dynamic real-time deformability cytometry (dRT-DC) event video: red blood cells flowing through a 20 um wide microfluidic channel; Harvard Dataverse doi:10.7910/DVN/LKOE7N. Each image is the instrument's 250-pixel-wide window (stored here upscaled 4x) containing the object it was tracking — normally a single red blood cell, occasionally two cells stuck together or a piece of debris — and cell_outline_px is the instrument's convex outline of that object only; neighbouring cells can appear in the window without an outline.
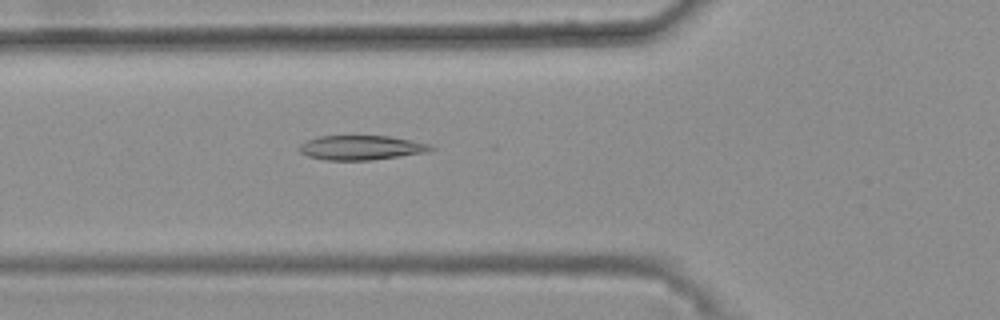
{"species": "common noctule bat (a hibernating species)", "species_latin": "Nyctalus noctula", "temperature_condition": "warm", "stored_images_in_passage": 47, "camera_frame_rate_fps": 3000, "um_per_image_px": 0.085, "animal": {"sex": "female", "body_mass_g": 25.1}, "frame": {"image": 1, "passage_image": 18, "time_ms": 5.667, "image_size_px": [1000, 320], "cell_outline_px": [[436, 148], [424, 152], [368, 160], [328, 160], [308, 156], [300, 152], [296, 148], [300, 144], [316, 136], [388, 136], [428, 144]], "centroid_in_image_um": [30.6, 12.54], "position_along_channel_um": 95.2, "area_um2": 18.38}}
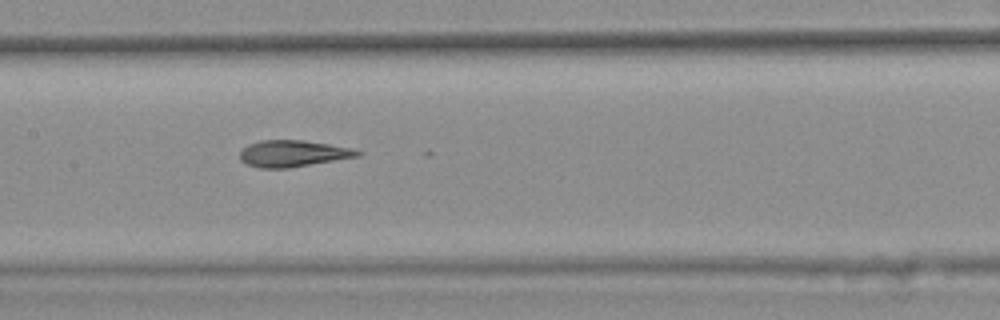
{"frame": {"image": 2, "passage_image": 25, "time_ms": 8.0, "image_size_px": [1000, 320], "cell_outline_px": [[364, 152], [360, 156], [288, 168], [260, 168], [248, 164], [240, 160], [240, 152], [248, 144], [260, 140], [304, 140], [352, 148]], "centroid_in_image_um": [24.91, 13.04], "position_along_channel_um": 182.5, "area_um2": 18.15}}
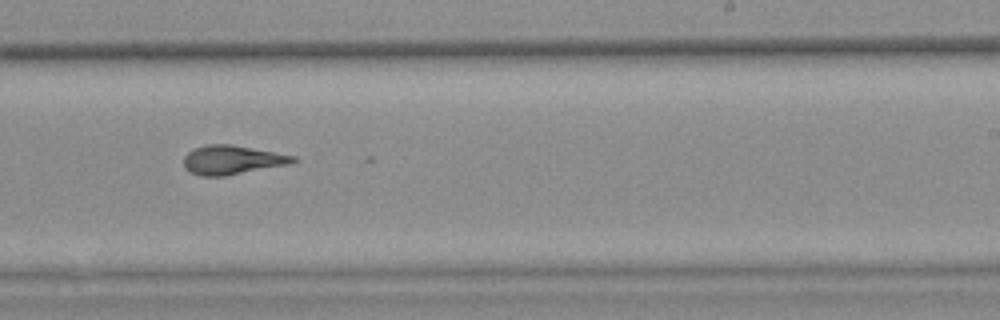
{"frame": {"image": 3, "passage_image": 32, "time_ms": 10.333, "image_size_px": [1000, 320], "cell_outline_px": [[300, 160], [292, 164], [224, 176], [200, 176], [184, 168], [184, 156], [192, 148], [204, 144], [232, 144], [296, 156]], "centroid_in_image_um": [19.75, 13.58], "position_along_channel_um": 269.2, "area_um2": 18.79}, "authors_computed_cell_mechanics": {"area_um2": 18.3804, "velocity_mm_per_s": 3.7279, "shape_relaxation_time_tau1_ms": null, "shape_relaxation_time_tau2_ms": 1.7536, "deformation_change_tau1": null, "deformation_change_tau2": 0.0872}}